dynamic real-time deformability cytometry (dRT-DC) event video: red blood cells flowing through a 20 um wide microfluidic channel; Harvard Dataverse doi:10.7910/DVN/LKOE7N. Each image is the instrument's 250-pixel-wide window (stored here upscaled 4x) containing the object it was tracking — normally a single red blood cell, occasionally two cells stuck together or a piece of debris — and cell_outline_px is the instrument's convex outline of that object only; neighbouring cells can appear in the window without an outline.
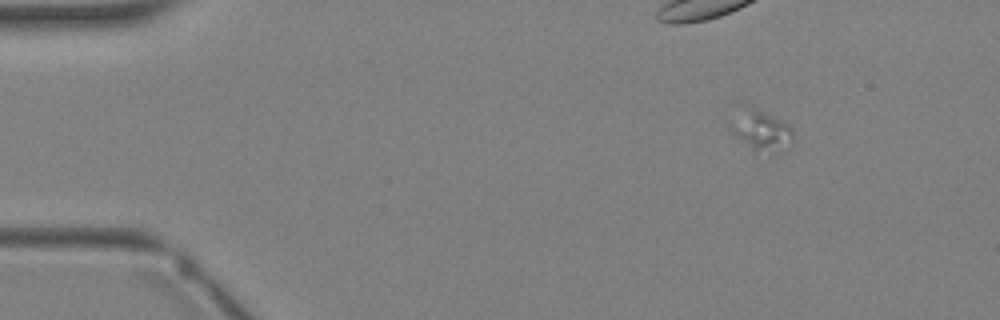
{"species": "Egyptian fruit bat (a non-hibernating species)", "species_latin": "Rousettus aegyptiacus", "temperature_condition": "warm", "stored_images_in_passage": 3, "camera_frame_rate_fps": 3000, "um_per_image_px": 0.085, "animal": {"sex": "female"}, "frame": {"image": 1, "passage_image": 1, "time_ms": 0.0, "image_size_px": [1000, 320], "cell_outline_px": [[792, 140], [776, 156], [756, 148], [736, 136], [732, 132], [732, 128], [740, 100], [748, 100], [788, 124], [792, 128]], "centroid_in_image_um": [64.7, 10.92], "position_along_channel_um": 20.3, "area_um2": 15.09}}